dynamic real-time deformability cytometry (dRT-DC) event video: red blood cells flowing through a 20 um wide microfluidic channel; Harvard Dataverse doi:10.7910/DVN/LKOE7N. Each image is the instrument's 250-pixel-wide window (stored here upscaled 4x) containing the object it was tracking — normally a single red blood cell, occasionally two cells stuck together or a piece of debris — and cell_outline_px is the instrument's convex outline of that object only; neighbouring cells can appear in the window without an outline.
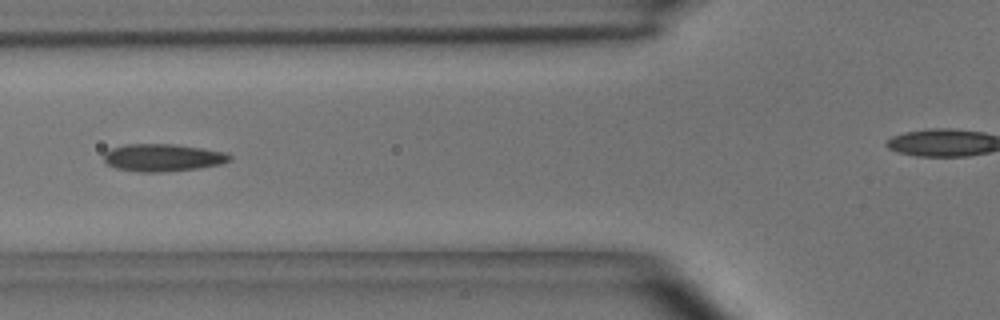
{"species": "common noctule bat (a hibernating species)", "species_latin": "Nyctalus noctula", "temperature_condition": "room temperature", "stored_images_in_passage": 5, "camera_frame_rate_fps": 3000, "um_per_image_px": 0.085, "animal": {"sex": "male", "body_mass_g": 15.6}, "frame": {"image": 1, "passage_image": 4, "time_ms": 1.0, "image_size_px": [1000, 320], "cell_outline_px": [[232, 156], [228, 160], [220, 164], [196, 168], [160, 172], [140, 172], [116, 168], [108, 164], [104, 160], [104, 152], [112, 148], [124, 144], [172, 144], [200, 148], [224, 152]], "centroid_in_image_um": [13.78, 13.39], "position_along_channel_um": 112.0, "area_um2": 19.83}}